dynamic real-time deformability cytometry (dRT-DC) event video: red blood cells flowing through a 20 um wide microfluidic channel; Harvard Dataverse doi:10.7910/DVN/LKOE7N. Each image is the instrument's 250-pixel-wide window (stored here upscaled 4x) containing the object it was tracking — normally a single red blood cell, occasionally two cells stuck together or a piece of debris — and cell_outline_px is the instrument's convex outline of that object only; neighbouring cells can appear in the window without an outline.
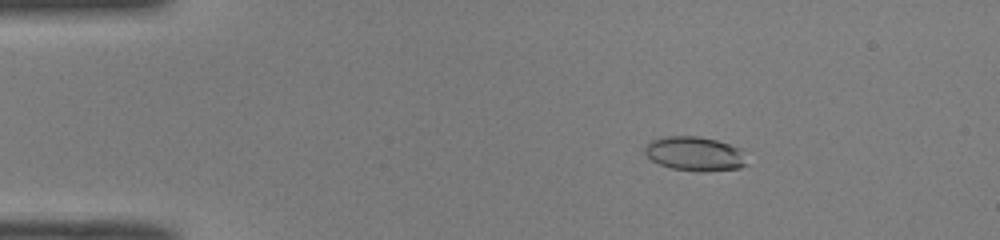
{"species": "common noctule bat (a hibernating species)", "species_latin": "Nyctalus noctula", "temperature_condition": "room temperature", "stored_images_in_passage": 51, "camera_frame_rate_fps": 3000, "um_per_image_px": 0.085, "animal": {"sex": "male", "body_mass_g": 19.0, "forearm_length_mm": 50.8}, "frame": {"image": 1, "passage_image": 9, "time_ms": 2.667, "image_size_px": [1000, 240], "cell_outline_px": [[748, 164], [740, 168], [704, 172], [672, 168], [660, 164], [652, 160], [644, 152], [644, 148], [652, 140], [668, 136], [700, 136], [716, 140], [740, 148]], "centroid_in_image_um": [59.08, 13.07], "position_along_channel_um": 25.9, "area_um2": 20.23}}
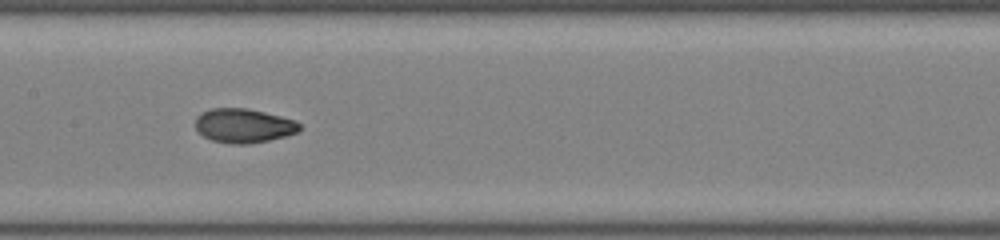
{"frame": {"image": 2, "passage_image": 26, "time_ms": 8.333, "image_size_px": [1000, 240], "cell_outline_px": [[300, 128], [296, 132], [284, 136], [268, 140], [248, 144], [232, 144], [212, 140], [204, 136], [196, 128], [196, 116], [200, 112], [212, 108], [248, 108], [296, 120], [300, 124]], "centroid_in_image_um": [20.69, 10.67], "position_along_channel_um": 186.7, "area_um2": 20.63}}
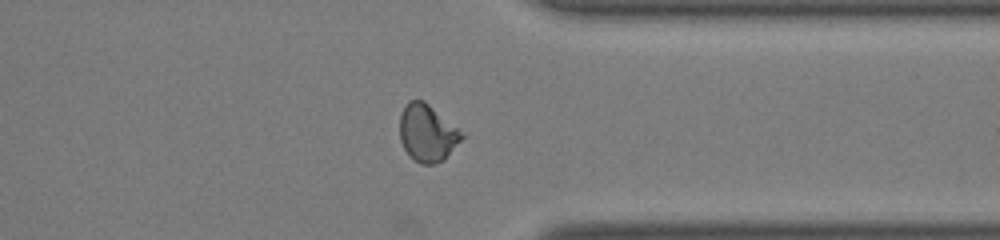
{"frame": {"image": 3, "passage_image": 40, "time_ms": 13.0, "image_size_px": [1000, 240], "cell_outline_px": [[464, 136], [444, 160], [432, 164], [420, 164], [408, 156], [400, 140], [400, 112], [408, 100], [424, 100], [464, 132]], "centroid_in_image_um": [36.31, 11.3], "position_along_channel_um": 375.1, "area_um2": 20.87}, "authors_computed_cell_mechanics": {"area_um2": 20.5768, "velocity_mm_per_s": 4.0929, "shape_relaxation_time_tau1_ms": 6.6327, "shape_relaxation_time_tau2_ms": 1.3273, "deformation_change_tau1": 0.1907, "deformation_change_tau2": 0.0556}}